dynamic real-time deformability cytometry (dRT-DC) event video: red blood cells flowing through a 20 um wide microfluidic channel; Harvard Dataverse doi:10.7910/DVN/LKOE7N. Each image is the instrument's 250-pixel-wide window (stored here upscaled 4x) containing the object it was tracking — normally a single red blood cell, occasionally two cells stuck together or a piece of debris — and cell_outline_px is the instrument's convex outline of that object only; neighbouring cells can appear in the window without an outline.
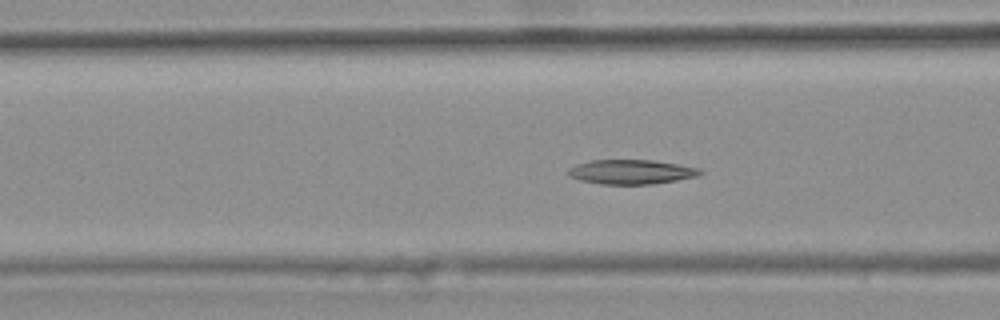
{"species": "common noctule bat (a hibernating species)", "species_latin": "Nyctalus noctula", "temperature_condition": "warm", "stored_images_in_passage": 47, "camera_frame_rate_fps": 3000, "um_per_image_px": 0.085, "animal": {"sex": "female", "body_mass_g": 25.1}, "frame": {"image": 1, "passage_image": 21, "time_ms": 6.667, "image_size_px": [1000, 320], "cell_outline_px": [[704, 172], [696, 176], [676, 180], [652, 184], [600, 184], [580, 180], [568, 176], [568, 168], [576, 164], [588, 160], [652, 160], [700, 168]], "centroid_in_image_um": [53.61, 14.61], "position_along_channel_um": 113.0, "area_um2": 18.79}, "authors_computed_cell_mechanics": {"area_um2": 19.0162, "velocity_mm_per_s": 3.7319, "shape_relaxation_time_tau1_ms": null, "shape_relaxation_time_tau2_ms": 6.8588, "deformation_change_tau1": null, "deformation_change_tau2": 0.1208}}